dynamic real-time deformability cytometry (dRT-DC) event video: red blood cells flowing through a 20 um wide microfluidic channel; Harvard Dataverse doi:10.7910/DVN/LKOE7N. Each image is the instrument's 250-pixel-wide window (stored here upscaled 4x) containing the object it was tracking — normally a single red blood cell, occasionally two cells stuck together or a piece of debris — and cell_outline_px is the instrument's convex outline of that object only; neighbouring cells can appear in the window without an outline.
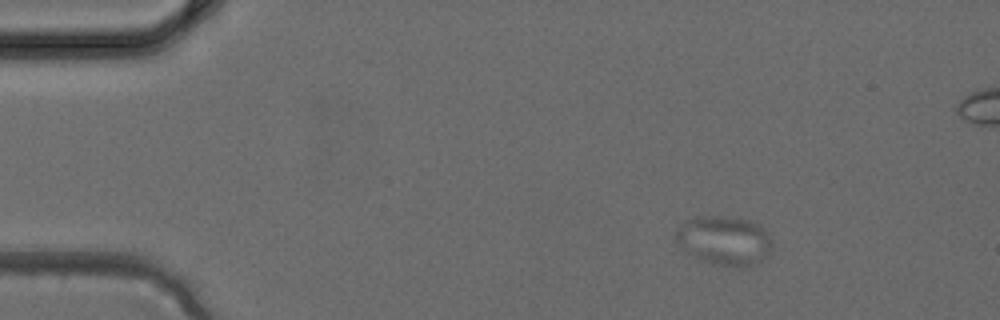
{"species": "common noctule bat (a hibernating species)", "species_latin": "Nyctalus noctula", "temperature_condition": "cold", "stored_images_in_passage": 4, "camera_frame_rate_fps": 3000, "um_per_image_px": 0.085, "animal": {"sex": "female", "body_mass_g": 24.6, "forearm_length_mm": 56.2}, "frame": {"image": 1, "passage_image": 1, "time_ms": 0.0, "image_size_px": [1000, 320], "cell_outline_px": [[772, 252], [764, 260], [744, 268], [716, 264], [700, 260], [684, 252], [676, 240], [676, 232], [684, 220], [696, 216], [724, 216], [748, 220], [760, 224], [768, 232], [772, 240]], "centroid_in_image_um": [61.6, 20.45], "position_along_channel_um": 23.4, "area_um2": 28.15}}